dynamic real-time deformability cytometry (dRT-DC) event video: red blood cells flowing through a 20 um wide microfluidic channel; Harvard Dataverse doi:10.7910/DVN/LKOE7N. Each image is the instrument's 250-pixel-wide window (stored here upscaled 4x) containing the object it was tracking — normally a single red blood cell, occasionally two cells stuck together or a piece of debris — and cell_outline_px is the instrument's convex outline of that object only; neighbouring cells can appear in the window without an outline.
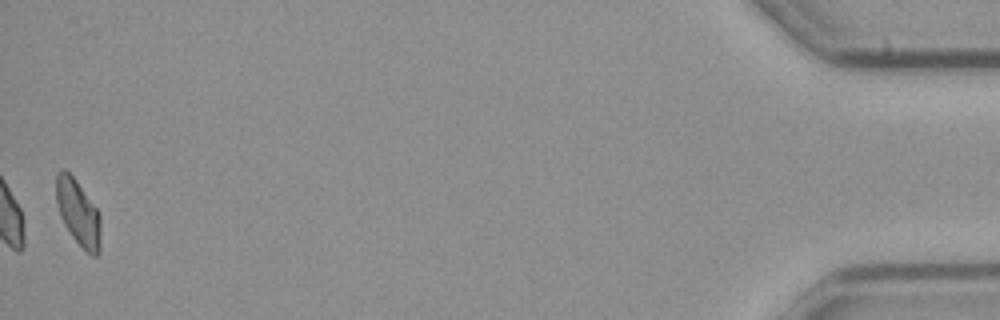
{"species": "common noctule bat (a hibernating species)", "species_latin": "Nyctalus noctula", "temperature_condition": "cold", "stored_images_in_passage": 54, "camera_frame_rate_fps": 3000, "um_per_image_px": 0.085, "animal": {"sex": "male", "body_mass_g": 23.1, "forearm_length_mm": 52.7}, "frame": {"image": 1, "passage_image": 54, "time_ms": 17.667, "image_size_px": [1000, 320], "cell_outline_px": [[100, 252], [96, 256], [92, 256], [72, 236], [64, 224], [60, 216], [56, 200], [56, 172], [64, 168], [76, 180], [96, 208], [100, 216]], "centroid_in_image_um": [6.64, 18.06], "position_along_channel_um": 428.6, "area_um2": 16.88}, "authors_computed_cell_mechanics": {"area_um2": 18.2359, "velocity_mm_per_s": 3.7019, "shape_relaxation_time_tau1_ms": null, "shape_relaxation_time_tau2_ms": 10.6899, "deformation_change_tau1": null, "deformation_change_tau2": 0.174}}